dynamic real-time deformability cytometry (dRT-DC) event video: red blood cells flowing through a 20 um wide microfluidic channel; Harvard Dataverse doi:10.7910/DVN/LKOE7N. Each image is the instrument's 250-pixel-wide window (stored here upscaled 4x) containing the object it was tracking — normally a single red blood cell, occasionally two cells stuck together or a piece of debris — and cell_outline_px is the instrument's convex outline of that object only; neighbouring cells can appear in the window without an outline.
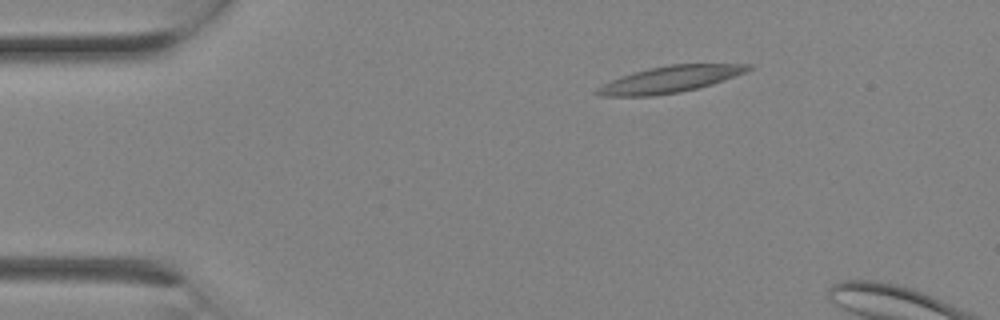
{"species": "Egyptian fruit bat (a non-hibernating species)", "species_latin": "Rousettus aegyptiacus", "temperature_condition": "room temperature", "stored_images_in_passage": 2, "camera_frame_rate_fps": 3000, "um_per_image_px": 0.085, "animal": {"sex": "female"}, "frame": {"image": 1, "passage_image": 1, "time_ms": 0.0, "image_size_px": [1000, 320], "cell_outline_px": [[752, 68], [744, 72], [724, 80], [712, 84], [680, 92], [652, 96], [600, 96], [592, 92], [596, 88], [620, 76], [632, 72], [648, 68], [668, 64], [752, 64]], "centroid_in_image_um": [56.9, 6.74], "position_along_channel_um": 28.1, "area_um2": 23.29}}